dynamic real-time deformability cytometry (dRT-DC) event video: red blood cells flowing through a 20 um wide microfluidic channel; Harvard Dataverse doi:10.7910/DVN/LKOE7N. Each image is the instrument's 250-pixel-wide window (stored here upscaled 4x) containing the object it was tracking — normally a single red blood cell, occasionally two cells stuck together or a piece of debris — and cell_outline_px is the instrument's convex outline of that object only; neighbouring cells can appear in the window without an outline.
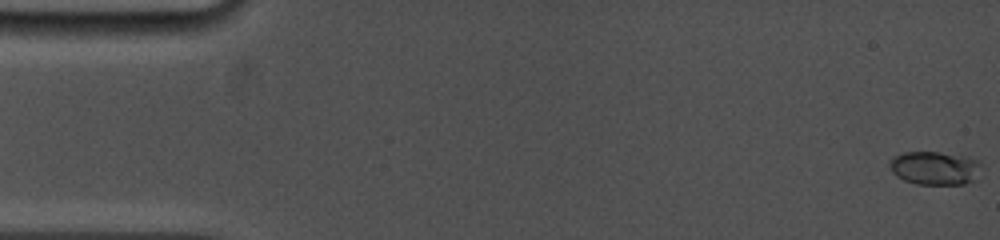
{"species": "common noctule bat (a hibernating species)", "species_latin": "Nyctalus noctula", "temperature_condition": "cold", "stored_images_in_passage": 64, "camera_frame_rate_fps": 5000, "um_per_image_px": 0.085, "animal": {"sex": "female", "body_mass_g": 19.0, "forearm_length_mm": 53.3}, "frame": {"image": 1, "passage_image": 1, "time_ms": 0.0, "image_size_px": [1000, 240], "cell_outline_px": [[980, 164], [972, 180], [964, 184], [916, 184], [904, 180], [896, 176], [892, 172], [892, 156], [904, 152], [936, 152], [964, 156], [980, 160]], "centroid_in_image_um": [79.42, 14.28], "position_along_channel_um": 5.6, "area_um2": 17.46}}
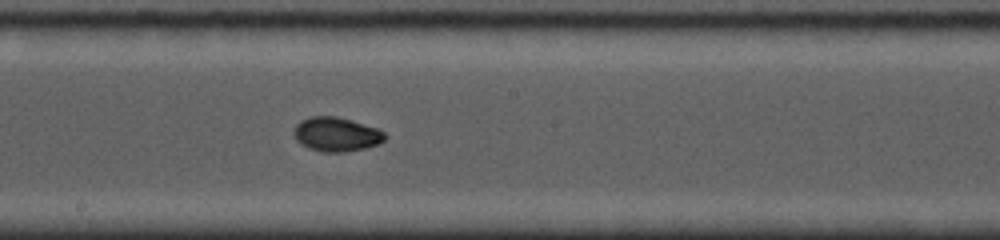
{"frame": {"image": 2, "passage_image": 36, "time_ms": 9.0, "image_size_px": [1000, 240], "cell_outline_px": [[388, 136], [380, 144], [364, 148], [344, 152], [320, 152], [308, 148], [300, 144], [296, 140], [296, 124], [300, 120], [308, 116], [336, 116], [376, 128], [384, 132]], "centroid_in_image_um": [28.59, 11.42], "position_along_channel_um": 219.6, "area_um2": 18.09}}
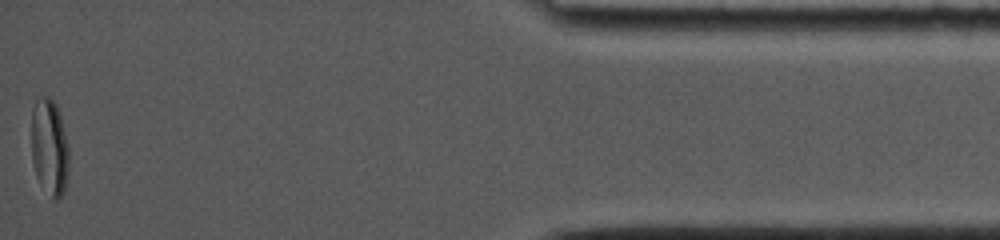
{"frame": {"image": 3, "passage_image": 64, "time_ms": 16.0, "image_size_px": [1000, 240], "cell_outline_px": [[68, 172], [64, 192], [56, 200], [40, 184], [36, 176], [32, 160], [32, 108], [36, 100], [40, 96], [48, 96], [56, 104], [60, 116], [68, 144]], "centroid_in_image_um": [4.2, 12.49], "position_along_channel_um": 431.0, "area_um2": 20.98}, "authors_computed_cell_mechanics": {"area_um2": 17.629, "velocity_mm_per_s": 3.9238, "shape_relaxation_time_tau1_ms": 4.6764, "shape_relaxation_time_tau2_ms": 1.8637, "deformation_change_tau1": 0.1728, "deformation_change_tau2": 0.0333}}